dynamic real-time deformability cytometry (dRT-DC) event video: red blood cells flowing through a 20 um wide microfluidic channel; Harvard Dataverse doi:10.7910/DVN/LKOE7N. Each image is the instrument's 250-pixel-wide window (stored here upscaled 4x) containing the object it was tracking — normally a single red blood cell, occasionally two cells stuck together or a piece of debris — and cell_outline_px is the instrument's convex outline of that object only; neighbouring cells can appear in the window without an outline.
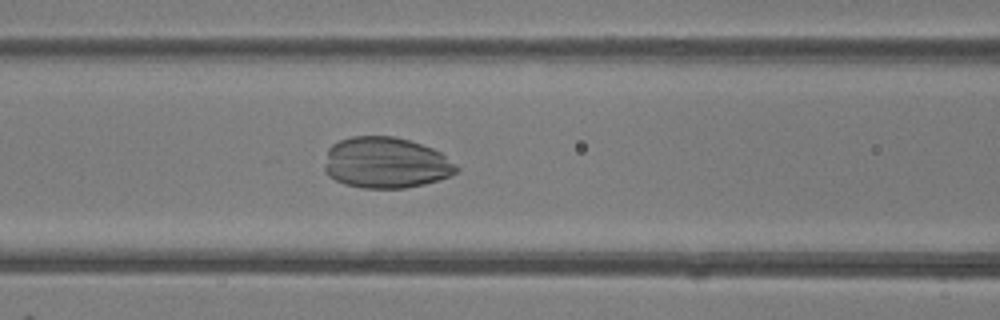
{"species": "common noctule bat (a hibernating species)", "species_latin": "Nyctalus noctula", "temperature_condition": "room temperature", "stored_images_in_passage": 49, "camera_frame_rate_fps": 3000, "um_per_image_px": 0.085, "animal": {"sex": "female"}, "frame": {"image": 1, "passage_image": 21, "time_ms": 6.667, "image_size_px": [1000, 320], "cell_outline_px": [[460, 168], [456, 172], [448, 176], [424, 184], [404, 188], [364, 188], [344, 184], [328, 176], [324, 172], [324, 168], [328, 148], [332, 144], [340, 140], [352, 136], [396, 136], [432, 148], [440, 152], [456, 164]], "centroid_in_image_um": [32.77, 13.83], "position_along_channel_um": 133.8, "area_um2": 39.25}}
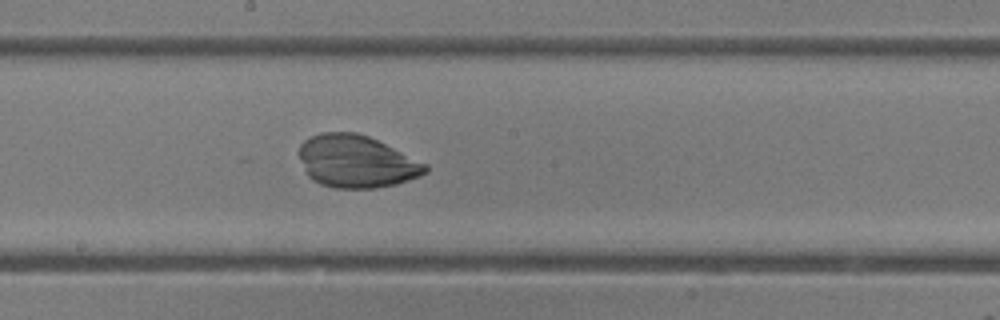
{"frame": {"image": 2, "passage_image": 27, "time_ms": 8.667, "image_size_px": [1000, 320], "cell_outline_px": [[428, 172], [420, 176], [396, 184], [376, 188], [336, 188], [320, 184], [312, 180], [308, 176], [296, 152], [300, 144], [304, 140], [320, 132], [356, 132], [368, 136], [428, 164]], "centroid_in_image_um": [30.27, 13.72], "position_along_channel_um": 217.9, "area_um2": 38.78}}
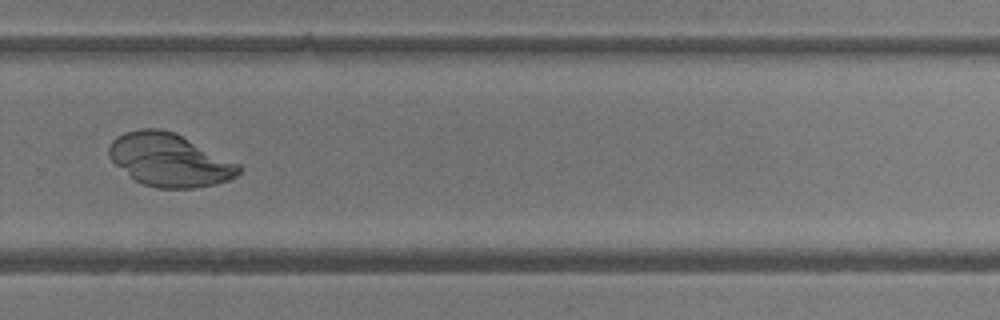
{"frame": {"image": 3, "passage_image": 34, "time_ms": 11.0, "image_size_px": [1000, 320], "cell_outline_px": [[240, 172], [236, 176], [228, 180], [216, 184], [192, 188], [156, 188], [144, 184], [136, 180], [116, 164], [108, 156], [108, 148], [112, 140], [116, 136], [124, 132], [140, 128], [160, 128], [176, 132], [240, 164]], "centroid_in_image_um": [14.41, 13.57], "position_along_channel_um": 315.4, "area_um2": 40.11}}